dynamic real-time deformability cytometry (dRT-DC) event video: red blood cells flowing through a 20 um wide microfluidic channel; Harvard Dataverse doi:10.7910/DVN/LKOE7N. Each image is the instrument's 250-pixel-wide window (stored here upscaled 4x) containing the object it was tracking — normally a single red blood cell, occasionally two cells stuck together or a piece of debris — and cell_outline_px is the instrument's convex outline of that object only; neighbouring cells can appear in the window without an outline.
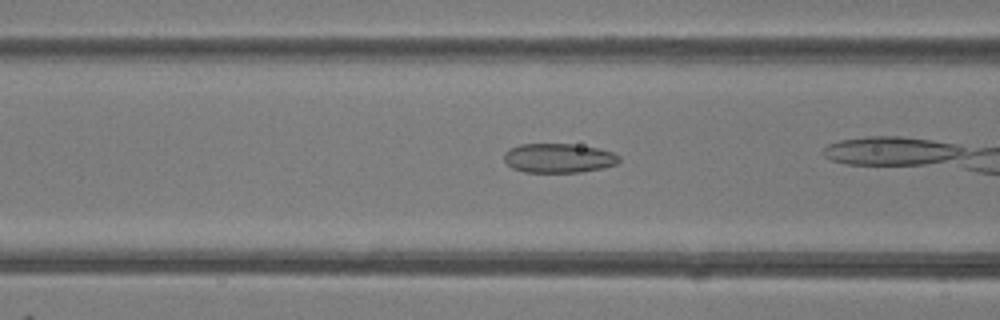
{"species": "common noctule bat (a hibernating species)", "species_latin": "Nyctalus noctula", "temperature_condition": "room temperature", "stored_images_in_passage": 19, "camera_frame_rate_fps": 3000, "um_per_image_px": 0.085, "animal": {"sex": "female"}, "frame": {"image": 1, "passage_image": 11, "time_ms": 3.333, "image_size_px": [1000, 320], "cell_outline_px": [[620, 160], [616, 164], [604, 168], [580, 172], [524, 172], [512, 168], [504, 160], [504, 152], [520, 144], [572, 144], [596, 148], [612, 152], [620, 156]], "centroid_in_image_um": [47.48, 13.44], "position_along_channel_um": 119.1, "area_um2": 19.59}}